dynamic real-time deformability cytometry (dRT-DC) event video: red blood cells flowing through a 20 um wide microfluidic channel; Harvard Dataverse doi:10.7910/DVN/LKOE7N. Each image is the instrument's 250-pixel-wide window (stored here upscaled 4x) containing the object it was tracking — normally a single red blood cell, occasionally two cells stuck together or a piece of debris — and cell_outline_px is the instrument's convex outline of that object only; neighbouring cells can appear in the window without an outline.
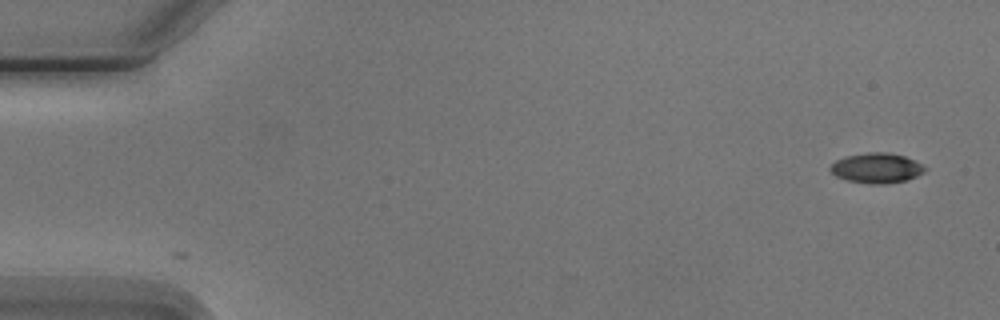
{"species": "Egyptian fruit bat (a non-hibernating species)", "species_latin": "Rousettus aegyptiacus", "temperature_condition": "cold", "stored_images_in_passage": 5, "camera_frame_rate_fps": 3000, "um_per_image_px": 0.085, "animal": {"sex": "male"}, "frame": {"image": 1, "passage_image": 1, "time_ms": 0.0, "image_size_px": [1000, 320], "cell_outline_px": [[928, 168], [924, 172], [916, 176], [904, 180], [884, 184], [872, 184], [848, 180], [836, 176], [828, 168], [836, 160], [844, 156], [868, 152], [888, 152], [904, 156]], "centroid_in_image_um": [74.49, 14.27], "position_along_channel_um": 10.5, "area_um2": 16.42}}
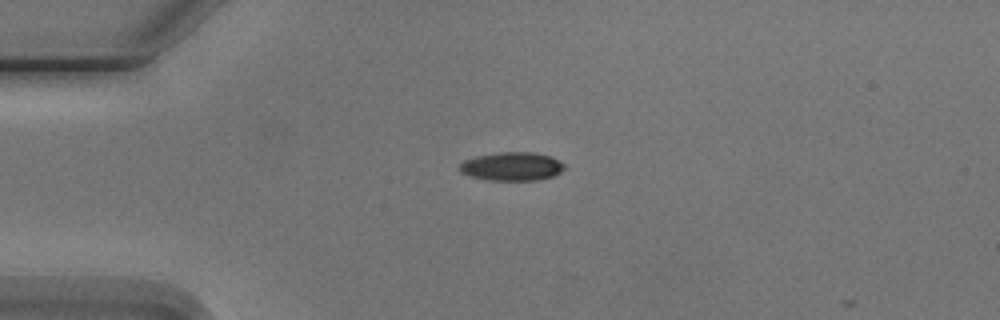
{"frame": {"image": 2, "passage_image": 4, "time_ms": 3.667, "image_size_px": [1000, 320], "cell_outline_px": [[568, 168], [552, 176], [540, 180], [488, 180], [468, 176], [460, 172], [456, 168], [464, 160], [476, 156], [496, 152], [532, 152], [548, 156], [564, 164]], "centroid_in_image_um": [43.46, 14.15], "position_along_channel_um": 41.5, "area_um2": 17.57}}